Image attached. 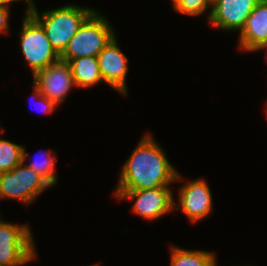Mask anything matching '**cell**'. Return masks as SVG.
I'll list each match as a JSON object with an SVG mask.
<instances>
[{"label":"cell","mask_w":267,"mask_h":266,"mask_svg":"<svg viewBox=\"0 0 267 266\" xmlns=\"http://www.w3.org/2000/svg\"><path fill=\"white\" fill-rule=\"evenodd\" d=\"M150 135H144L124 163L114 191H137L169 186L182 176L165 151Z\"/></svg>","instance_id":"6da1fadb"},{"label":"cell","mask_w":267,"mask_h":266,"mask_svg":"<svg viewBox=\"0 0 267 266\" xmlns=\"http://www.w3.org/2000/svg\"><path fill=\"white\" fill-rule=\"evenodd\" d=\"M26 3V10L42 25L51 46L59 56L83 22L96 10L69 4L39 14L33 0H27Z\"/></svg>","instance_id":"7a4b0ae2"},{"label":"cell","mask_w":267,"mask_h":266,"mask_svg":"<svg viewBox=\"0 0 267 266\" xmlns=\"http://www.w3.org/2000/svg\"><path fill=\"white\" fill-rule=\"evenodd\" d=\"M115 35L108 20L95 10L71 38L60 59L68 63L74 58L97 57Z\"/></svg>","instance_id":"3957f363"},{"label":"cell","mask_w":267,"mask_h":266,"mask_svg":"<svg viewBox=\"0 0 267 266\" xmlns=\"http://www.w3.org/2000/svg\"><path fill=\"white\" fill-rule=\"evenodd\" d=\"M27 155L26 149L23 148V162L7 172L0 173L1 199H17L29 206L44 190L52 187L40 174L24 164Z\"/></svg>","instance_id":"277c9868"},{"label":"cell","mask_w":267,"mask_h":266,"mask_svg":"<svg viewBox=\"0 0 267 266\" xmlns=\"http://www.w3.org/2000/svg\"><path fill=\"white\" fill-rule=\"evenodd\" d=\"M19 39L22 54L33 75L60 59L42 25L27 10Z\"/></svg>","instance_id":"5b68a950"},{"label":"cell","mask_w":267,"mask_h":266,"mask_svg":"<svg viewBox=\"0 0 267 266\" xmlns=\"http://www.w3.org/2000/svg\"><path fill=\"white\" fill-rule=\"evenodd\" d=\"M33 235L27 224L0 223V266H23L36 258Z\"/></svg>","instance_id":"8992f818"},{"label":"cell","mask_w":267,"mask_h":266,"mask_svg":"<svg viewBox=\"0 0 267 266\" xmlns=\"http://www.w3.org/2000/svg\"><path fill=\"white\" fill-rule=\"evenodd\" d=\"M118 200H133L132 211L147 220H156L174 210L173 192L169 186L137 191H114Z\"/></svg>","instance_id":"52a82bcc"},{"label":"cell","mask_w":267,"mask_h":266,"mask_svg":"<svg viewBox=\"0 0 267 266\" xmlns=\"http://www.w3.org/2000/svg\"><path fill=\"white\" fill-rule=\"evenodd\" d=\"M33 83L57 106L65 102L71 88L76 86L70 65L61 59L36 72Z\"/></svg>","instance_id":"ba28073f"},{"label":"cell","mask_w":267,"mask_h":266,"mask_svg":"<svg viewBox=\"0 0 267 266\" xmlns=\"http://www.w3.org/2000/svg\"><path fill=\"white\" fill-rule=\"evenodd\" d=\"M260 0H213L208 22L222 31H241Z\"/></svg>","instance_id":"9c48e42d"},{"label":"cell","mask_w":267,"mask_h":266,"mask_svg":"<svg viewBox=\"0 0 267 266\" xmlns=\"http://www.w3.org/2000/svg\"><path fill=\"white\" fill-rule=\"evenodd\" d=\"M207 182L197 179L184 184L178 191L179 203L175 210H180L188 217L192 223L198 222L211 213L213 208L212 194Z\"/></svg>","instance_id":"30bf717a"},{"label":"cell","mask_w":267,"mask_h":266,"mask_svg":"<svg viewBox=\"0 0 267 266\" xmlns=\"http://www.w3.org/2000/svg\"><path fill=\"white\" fill-rule=\"evenodd\" d=\"M97 59L103 82L126 96L128 58L120 50L116 36L98 54Z\"/></svg>","instance_id":"8fae6325"},{"label":"cell","mask_w":267,"mask_h":266,"mask_svg":"<svg viewBox=\"0 0 267 266\" xmlns=\"http://www.w3.org/2000/svg\"><path fill=\"white\" fill-rule=\"evenodd\" d=\"M267 43V0H260L239 34V48L245 52H257Z\"/></svg>","instance_id":"7c38bea8"},{"label":"cell","mask_w":267,"mask_h":266,"mask_svg":"<svg viewBox=\"0 0 267 266\" xmlns=\"http://www.w3.org/2000/svg\"><path fill=\"white\" fill-rule=\"evenodd\" d=\"M68 64L76 87L87 88L103 81L97 57L74 58Z\"/></svg>","instance_id":"4fadbf2b"},{"label":"cell","mask_w":267,"mask_h":266,"mask_svg":"<svg viewBox=\"0 0 267 266\" xmlns=\"http://www.w3.org/2000/svg\"><path fill=\"white\" fill-rule=\"evenodd\" d=\"M170 266H215L217 260L214 253L204 250H187L171 246Z\"/></svg>","instance_id":"5bb4252c"},{"label":"cell","mask_w":267,"mask_h":266,"mask_svg":"<svg viewBox=\"0 0 267 266\" xmlns=\"http://www.w3.org/2000/svg\"><path fill=\"white\" fill-rule=\"evenodd\" d=\"M23 162V146L0 138V173L7 172Z\"/></svg>","instance_id":"9a60e30c"},{"label":"cell","mask_w":267,"mask_h":266,"mask_svg":"<svg viewBox=\"0 0 267 266\" xmlns=\"http://www.w3.org/2000/svg\"><path fill=\"white\" fill-rule=\"evenodd\" d=\"M40 158L35 156V159L27 166L40 174L51 186L57 182L55 161L56 156L52 153V150L48 149L43 152H39ZM40 159V160H39Z\"/></svg>","instance_id":"2e32d148"},{"label":"cell","mask_w":267,"mask_h":266,"mask_svg":"<svg viewBox=\"0 0 267 266\" xmlns=\"http://www.w3.org/2000/svg\"><path fill=\"white\" fill-rule=\"evenodd\" d=\"M172 3L178 13L190 16L201 15L212 6V0H174Z\"/></svg>","instance_id":"e0dca14e"},{"label":"cell","mask_w":267,"mask_h":266,"mask_svg":"<svg viewBox=\"0 0 267 266\" xmlns=\"http://www.w3.org/2000/svg\"><path fill=\"white\" fill-rule=\"evenodd\" d=\"M33 86H34L33 95L35 97V101H38L39 105L42 106L41 111H43L47 115L52 114L54 110H56L55 108L58 106L55 105L46 96L42 95L41 90L34 83H33Z\"/></svg>","instance_id":"ac0fdd59"},{"label":"cell","mask_w":267,"mask_h":266,"mask_svg":"<svg viewBox=\"0 0 267 266\" xmlns=\"http://www.w3.org/2000/svg\"><path fill=\"white\" fill-rule=\"evenodd\" d=\"M9 5L0 6V34L6 33L9 29Z\"/></svg>","instance_id":"d6986e66"},{"label":"cell","mask_w":267,"mask_h":266,"mask_svg":"<svg viewBox=\"0 0 267 266\" xmlns=\"http://www.w3.org/2000/svg\"><path fill=\"white\" fill-rule=\"evenodd\" d=\"M15 1H22V0H0V6L1 5H10V3L15 2ZM23 1H27V0H23Z\"/></svg>","instance_id":"ffe728a7"},{"label":"cell","mask_w":267,"mask_h":266,"mask_svg":"<svg viewBox=\"0 0 267 266\" xmlns=\"http://www.w3.org/2000/svg\"><path fill=\"white\" fill-rule=\"evenodd\" d=\"M266 50V54H267V43L266 44H264L259 50Z\"/></svg>","instance_id":"44dd1931"}]
</instances>
